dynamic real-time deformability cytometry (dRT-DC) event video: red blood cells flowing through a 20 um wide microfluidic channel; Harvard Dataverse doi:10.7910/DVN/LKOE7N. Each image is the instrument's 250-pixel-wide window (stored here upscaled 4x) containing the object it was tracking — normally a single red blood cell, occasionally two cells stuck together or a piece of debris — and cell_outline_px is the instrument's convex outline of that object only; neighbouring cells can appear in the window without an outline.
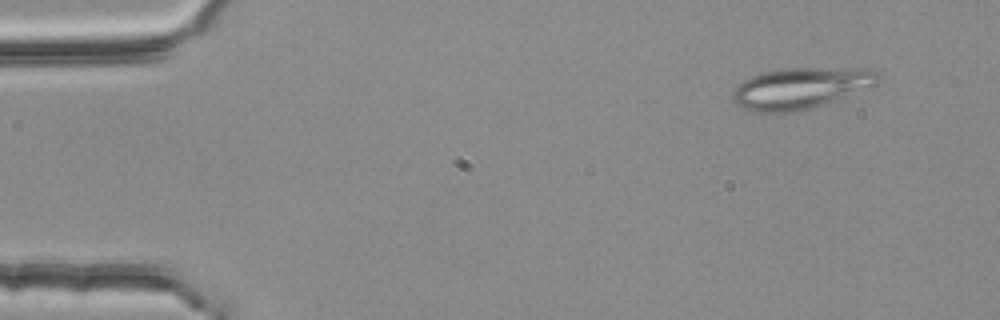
{"species": "common noctule bat (a hibernating species)", "species_latin": "Nyctalus noctula", "temperature_condition": "room temperature", "stored_images_in_passage": 4, "camera_frame_rate_fps": 3000, "um_per_image_px": 0.085, "animal": {"sex": "female", "body_mass_g": 25.1}, "frame": {"image": 1, "passage_image": 2, "time_ms": 0.333, "image_size_px": [1000, 320], "cell_outline_px": [[880, 80], [876, 84], [812, 108], [792, 112], [760, 112], [744, 108], [736, 104], [732, 100], [732, 92], [744, 80], [752, 76], [764, 72], [784, 68], [868, 68], [876, 72]], "centroid_in_image_um": [68.03, 7.48], "position_along_channel_um": 17.0, "area_um2": 34.33}}